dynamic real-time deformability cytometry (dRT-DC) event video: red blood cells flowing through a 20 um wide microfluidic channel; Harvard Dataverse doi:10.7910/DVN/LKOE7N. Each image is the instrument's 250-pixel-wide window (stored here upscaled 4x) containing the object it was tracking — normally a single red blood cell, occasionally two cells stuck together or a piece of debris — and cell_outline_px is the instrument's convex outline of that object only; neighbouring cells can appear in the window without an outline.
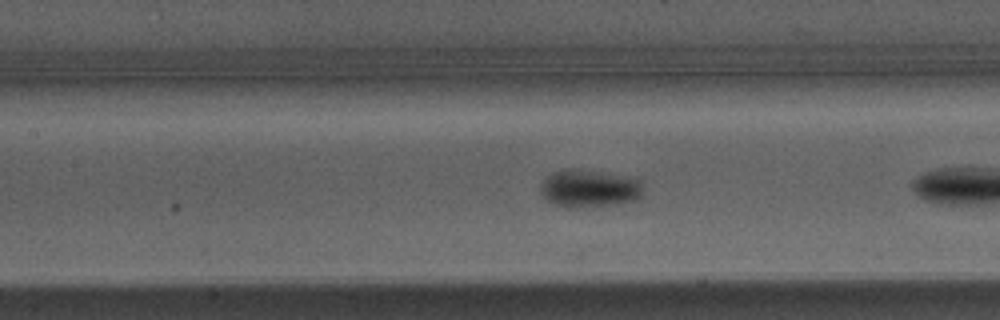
{"species": "Egyptian fruit bat (a non-hibernating species)", "species_latin": "Rousettus aegyptiacus", "temperature_condition": "warm", "stored_images_in_passage": 15, "camera_frame_rate_fps": 3000, "um_per_image_px": 0.085, "animal": {"sex": "male"}, "frame": {"image": 1, "passage_image": 9, "time_ms": 2.667, "image_size_px": [1000, 320], "cell_outline_px": [[644, 192], [640, 200], [616, 204], [576, 208], [568, 208], [556, 204], [548, 200], [540, 192], [540, 184], [552, 172], [568, 168], [636, 176], [640, 180]], "centroid_in_image_um": [50.17, 16.01], "position_along_channel_um": 157.2, "area_um2": 23.0}}